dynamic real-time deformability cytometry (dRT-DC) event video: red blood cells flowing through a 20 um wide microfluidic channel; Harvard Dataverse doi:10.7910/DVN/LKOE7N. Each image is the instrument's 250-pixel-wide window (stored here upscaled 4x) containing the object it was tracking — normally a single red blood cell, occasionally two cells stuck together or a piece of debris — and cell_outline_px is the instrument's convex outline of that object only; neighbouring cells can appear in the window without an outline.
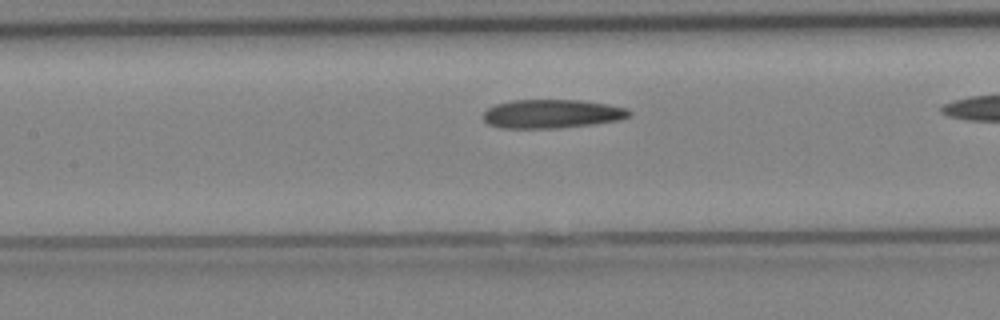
{"species": "Egyptian fruit bat (a non-hibernating species)", "species_latin": "Rousettus aegyptiacus", "temperature_condition": "cold", "stored_images_in_passage": 22, "camera_frame_rate_fps": 3000, "um_per_image_px": 0.085, "animal": {"sex": "female"}, "frame": {"image": 1, "passage_image": 10, "time_ms": 3.0, "image_size_px": [1000, 320], "cell_outline_px": [[632, 112], [628, 116], [620, 120], [592, 124], [560, 128], [500, 128], [488, 124], [480, 116], [488, 108], [496, 104], [512, 100], [580, 100], [608, 104], [628, 108]], "centroid_in_image_um": [46.89, 9.67], "position_along_channel_um": 160.5, "area_um2": 24.62}}
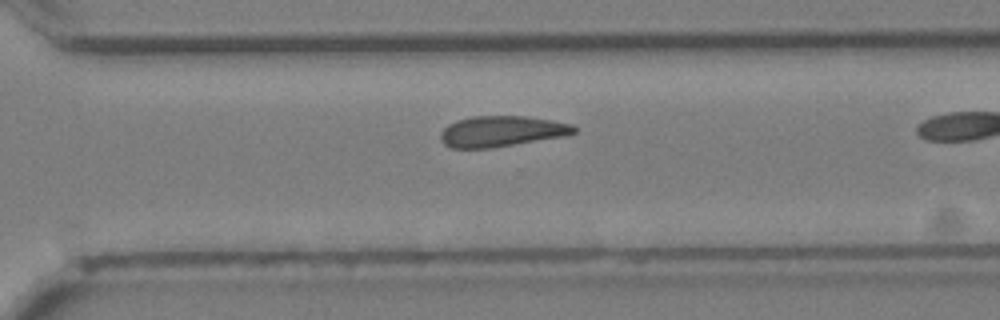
{"frame": {"image": 2, "passage_image": 19, "time_ms": 6.0, "image_size_px": [1000, 320], "cell_outline_px": [[576, 132], [564, 136], [492, 148], [452, 148], [444, 144], [440, 140], [440, 132], [448, 124], [456, 120], [472, 116], [528, 116], [552, 120], [572, 124], [576, 128]], "centroid_in_image_um": [42.61, 11.16], "position_along_channel_um": 328.0, "area_um2": 24.04}}